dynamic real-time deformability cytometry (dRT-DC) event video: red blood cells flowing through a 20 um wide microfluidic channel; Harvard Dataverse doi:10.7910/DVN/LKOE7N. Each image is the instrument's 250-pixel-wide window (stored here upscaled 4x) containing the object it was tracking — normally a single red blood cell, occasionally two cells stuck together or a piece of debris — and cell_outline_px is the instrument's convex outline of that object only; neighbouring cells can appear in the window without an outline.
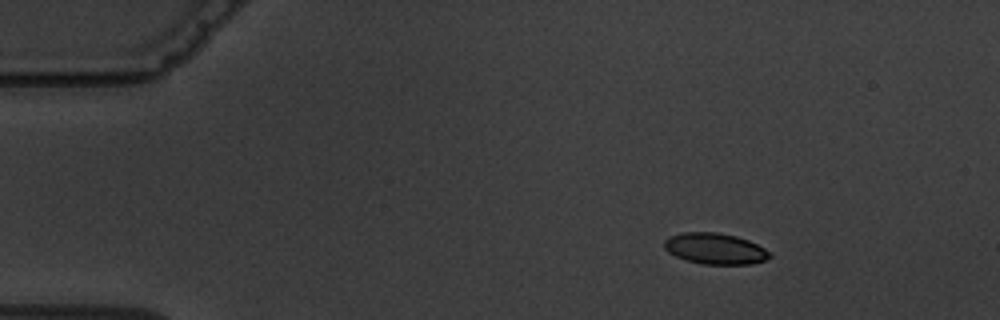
{"species": "common noctule bat (a hibernating species)", "species_latin": "Nyctalus noctula", "temperature_condition": "warm", "stored_images_in_passage": 6, "camera_frame_rate_fps": 3000, "um_per_image_px": 0.085, "animal": {"sex": "male", "body_mass_g": 19.5, "forearm_length_mm": 54.6}, "frame": {"image": 1, "passage_image": 2, "time_ms": 1.333, "image_size_px": [1000, 320], "cell_outline_px": [[772, 256], [764, 260], [752, 264], [704, 264], [684, 260], [668, 252], [664, 248], [664, 240], [668, 236], [684, 232], [716, 232], [736, 236], [748, 240], [772, 252]], "centroid_in_image_um": [60.77, 21.13], "position_along_channel_um": 24.2, "area_um2": 19.19}}
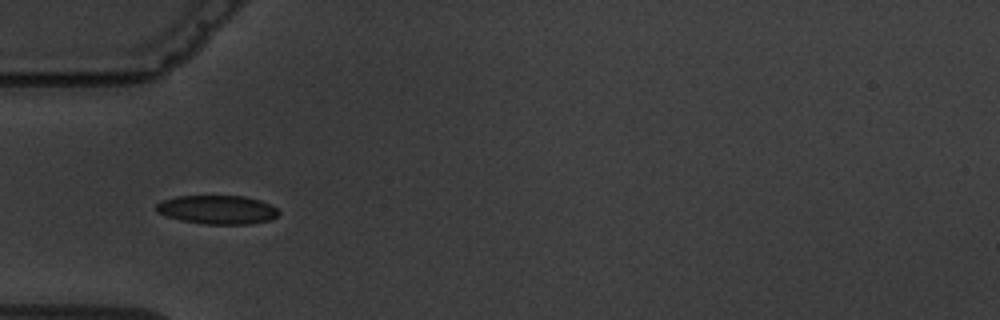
{"frame": {"image": 2, "passage_image": 5, "time_ms": 4.667, "image_size_px": [1000, 320], "cell_outline_px": [[280, 212], [276, 216], [268, 220], [252, 224], [204, 224], [180, 220], [156, 212], [156, 204], [164, 200], [176, 196], [244, 196], [260, 200], [276, 208]], "centroid_in_image_um": [18.47, 17.82], "position_along_channel_um": 66.5, "area_um2": 20.4}}